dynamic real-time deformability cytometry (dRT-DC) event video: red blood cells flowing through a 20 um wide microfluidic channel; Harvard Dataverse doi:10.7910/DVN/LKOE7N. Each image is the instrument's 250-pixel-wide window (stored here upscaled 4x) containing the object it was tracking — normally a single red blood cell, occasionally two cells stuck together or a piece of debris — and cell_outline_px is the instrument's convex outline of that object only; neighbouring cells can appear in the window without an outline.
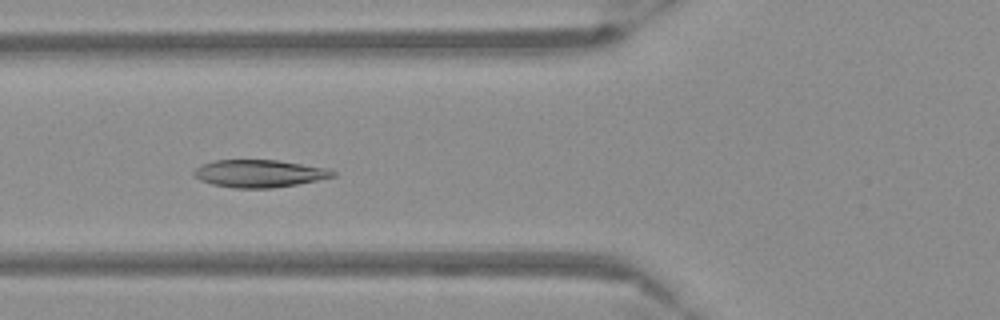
{"species": "Egyptian fruit bat (a non-hibernating species)", "species_latin": "Rousettus aegyptiacus", "temperature_condition": "warm", "stored_images_in_passage": 54, "camera_frame_rate_fps": 3000, "um_per_image_px": 0.085, "frame": {"image": 1, "passage_image": 21, "time_ms": 6.667, "image_size_px": [1000, 320], "cell_outline_px": [[336, 176], [296, 184], [272, 188], [236, 188], [212, 184], [200, 180], [192, 176], [192, 172], [196, 168], [204, 164], [216, 160], [276, 160], [328, 168], [336, 172]], "centroid_in_image_um": [22.02, 14.75], "position_along_channel_um": 103.8, "area_um2": 22.14}}
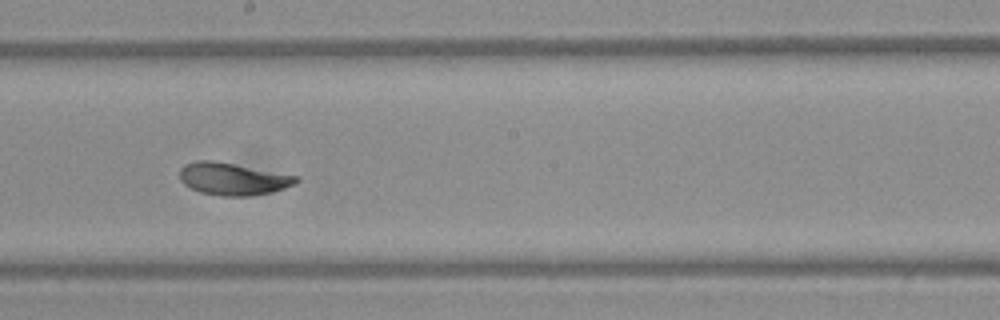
{"frame": {"image": 2, "passage_image": 31, "time_ms": 10.0, "image_size_px": [1000, 320], "cell_outline_px": [[300, 180], [296, 184], [272, 192], [252, 196], [220, 196], [200, 192], [184, 184], [180, 180], [180, 168], [184, 164], [196, 160], [212, 160], [300, 176]], "centroid_in_image_um": [19.81, 15.21], "position_along_channel_um": 228.4, "area_um2": 22.08}}
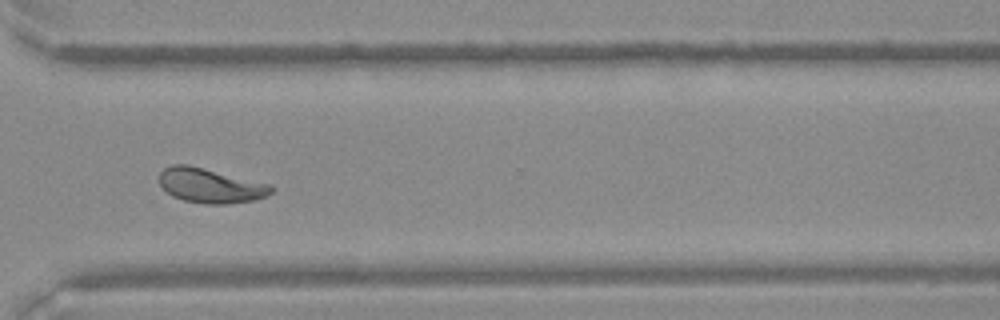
{"frame": {"image": 3, "passage_image": 41, "time_ms": 13.333, "image_size_px": [1000, 320], "cell_outline_px": [[276, 188], [268, 196], [252, 200], [228, 204], [204, 204], [184, 200], [172, 196], [160, 184], [160, 172], [164, 168], [172, 164], [188, 164], [272, 184]], "centroid_in_image_um": [17.93, 15.77], "position_along_channel_um": 352.7, "area_um2": 22.77}}